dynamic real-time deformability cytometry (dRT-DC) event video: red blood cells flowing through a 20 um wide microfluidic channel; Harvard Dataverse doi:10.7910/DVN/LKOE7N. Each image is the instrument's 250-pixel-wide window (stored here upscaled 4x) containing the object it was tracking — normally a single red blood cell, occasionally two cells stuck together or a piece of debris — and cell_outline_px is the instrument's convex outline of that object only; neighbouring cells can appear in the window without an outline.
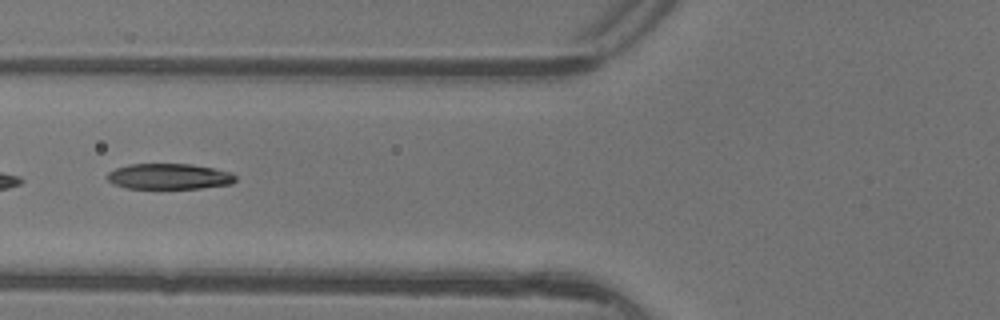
{"species": "common noctule bat (a hibernating species)", "species_latin": "Nyctalus noctula", "temperature_condition": "warm", "stored_images_in_passage": 5, "camera_frame_rate_fps": 3000, "um_per_image_px": 0.085, "animal": {"sex": "female"}, "frame": {"image": 1, "passage_image": 5, "time_ms": 1.333, "image_size_px": [1000, 320], "cell_outline_px": [[236, 180], [232, 184], [200, 188], [124, 188], [112, 184], [108, 180], [108, 172], [116, 168], [128, 164], [192, 164], [232, 172], [236, 176]], "centroid_in_image_um": [14.38, 14.99], "position_along_channel_um": 111.4, "area_um2": 19.25}}